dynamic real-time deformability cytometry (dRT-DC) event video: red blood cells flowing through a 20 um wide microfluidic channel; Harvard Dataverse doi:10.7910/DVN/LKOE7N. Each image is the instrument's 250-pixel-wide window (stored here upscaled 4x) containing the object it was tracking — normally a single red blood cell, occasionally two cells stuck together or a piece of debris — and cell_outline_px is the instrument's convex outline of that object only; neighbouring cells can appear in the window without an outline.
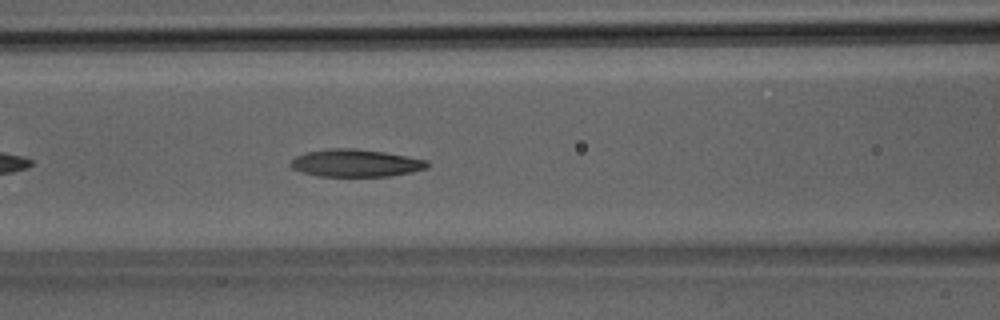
{"species": "Egyptian fruit bat (a non-hibernating species)", "species_latin": "Rousettus aegyptiacus", "temperature_condition": "room temperature", "stored_images_in_passage": 28, "camera_frame_rate_fps": 3000, "um_per_image_px": 0.085, "animal": {"sex": "male"}, "frame": {"image": 1, "passage_image": 16, "time_ms": 5.0, "image_size_px": [1000, 320], "cell_outline_px": [[432, 164], [428, 168], [412, 172], [388, 176], [320, 176], [300, 172], [292, 168], [288, 164], [296, 156], [308, 152], [328, 148], [356, 148], [384, 152], [428, 160]], "centroid_in_image_um": [30.26, 13.86], "position_along_channel_um": 136.3, "area_um2": 22.02}}